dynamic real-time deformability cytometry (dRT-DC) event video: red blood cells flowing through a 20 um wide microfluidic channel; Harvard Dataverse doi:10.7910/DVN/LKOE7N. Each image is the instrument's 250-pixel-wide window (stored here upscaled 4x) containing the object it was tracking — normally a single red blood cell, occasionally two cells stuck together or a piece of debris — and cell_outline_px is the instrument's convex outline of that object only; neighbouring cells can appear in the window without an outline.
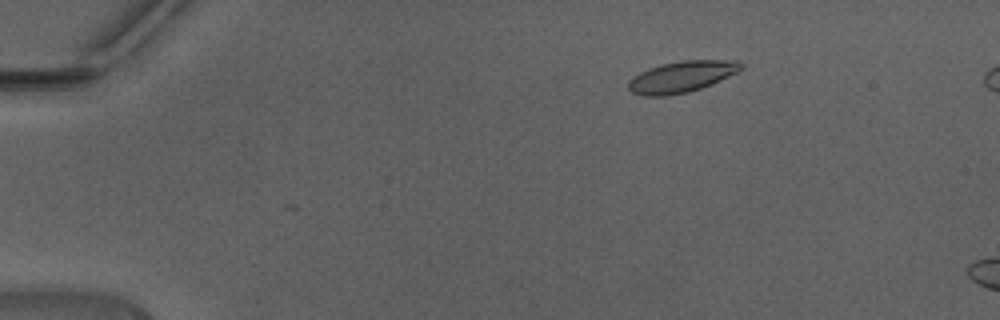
{"species": "Egyptian fruit bat (a non-hibernating species)", "species_latin": "Rousettus aegyptiacus", "temperature_condition": "warm", "stored_images_in_passage": 25, "camera_frame_rate_fps": 3000, "um_per_image_px": 0.085, "animal": {"sex": "male"}, "frame": {"image": 1, "passage_image": 3, "time_ms": 0.667, "image_size_px": [1000, 320], "cell_outline_px": [[744, 68], [712, 84], [688, 92], [668, 96], [644, 96], [632, 92], [628, 88], [628, 80], [632, 76], [648, 68], [660, 64], [680, 60], [736, 60], [744, 64]], "centroid_in_image_um": [57.92, 6.51], "position_along_channel_um": 27.1, "area_um2": 20.69}}
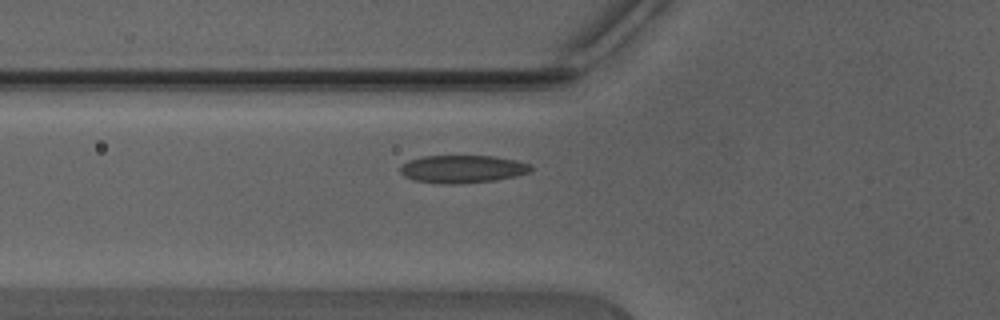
{"frame": {"image": 2, "passage_image": 13, "time_ms": 4.0, "image_size_px": [1000, 320], "cell_outline_px": [[532, 172], [516, 176], [496, 180], [456, 184], [440, 184], [412, 180], [404, 176], [400, 172], [400, 168], [408, 160], [424, 156], [492, 156], [516, 160], [532, 164]], "centroid_in_image_um": [39.33, 14.37], "position_along_channel_um": 86.5, "area_um2": 21.33}}
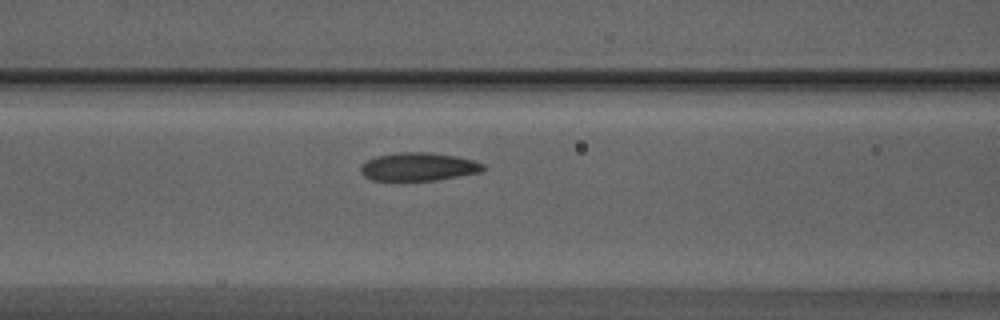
{"frame": {"image": 3, "passage_image": 16, "time_ms": 5.0, "image_size_px": [1000, 320], "cell_outline_px": [[484, 168], [480, 172], [436, 180], [372, 180], [364, 176], [360, 172], [360, 168], [368, 160], [376, 156], [400, 152], [428, 152], [456, 156], [472, 160], [484, 164]], "centroid_in_image_um": [35.56, 14.17], "position_along_channel_um": 131.0, "area_um2": 19.88}}